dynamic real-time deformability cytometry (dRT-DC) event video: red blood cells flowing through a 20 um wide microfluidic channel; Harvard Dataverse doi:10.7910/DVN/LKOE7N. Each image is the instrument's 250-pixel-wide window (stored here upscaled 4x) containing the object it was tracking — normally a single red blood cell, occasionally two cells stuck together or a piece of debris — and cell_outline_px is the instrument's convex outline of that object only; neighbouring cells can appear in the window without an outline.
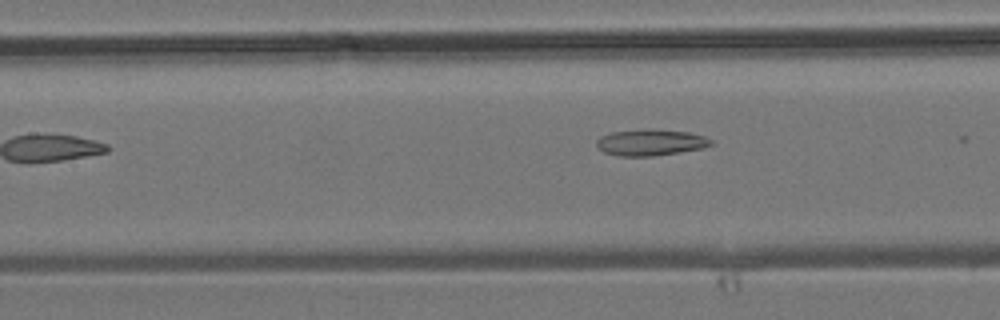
{"species": "common noctule bat (a hibernating species)", "species_latin": "Nyctalus noctula", "temperature_condition": "room temperature", "stored_images_in_passage": 6, "camera_frame_rate_fps": 3000, "um_per_image_px": 0.085, "animal": {"sex": "male", "body_mass_g": 19.2, "forearm_length_mm": 51.8}, "frame": {"image": 1, "passage_image": 6, "time_ms": 6.667, "image_size_px": [1000, 320], "cell_outline_px": [[716, 144], [704, 148], [680, 152], [652, 156], [620, 156], [604, 152], [596, 144], [596, 140], [600, 136], [612, 132], [648, 128], [688, 132], [704, 136], [712, 140]], "centroid_in_image_um": [55.34, 12.1], "position_along_channel_um": 152.1, "area_um2": 17.69}}